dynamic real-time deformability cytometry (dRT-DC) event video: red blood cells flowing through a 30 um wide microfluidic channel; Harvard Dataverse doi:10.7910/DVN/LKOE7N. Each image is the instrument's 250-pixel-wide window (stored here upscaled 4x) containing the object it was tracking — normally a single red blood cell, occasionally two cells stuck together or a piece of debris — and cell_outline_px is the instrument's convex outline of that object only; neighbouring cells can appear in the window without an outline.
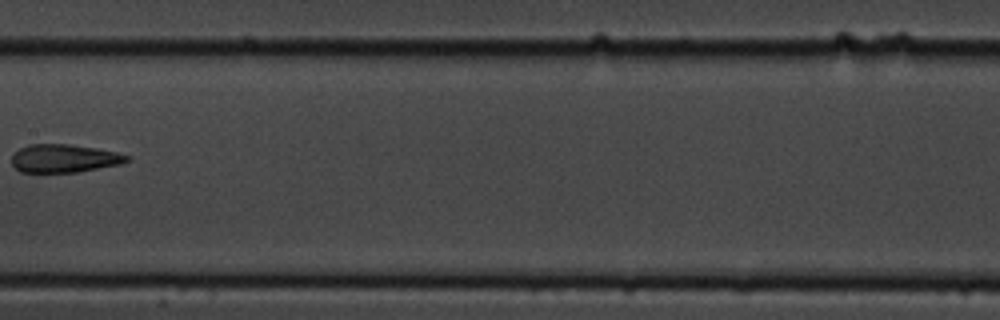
{"species": "common noctule bat (a hibernating species)", "species_latin": "Nyctalus noctula", "temperature_condition": "cold", "stored_images_in_passage": 12, "camera_frame_rate_fps": 3000, "um_per_image_px": 0.085, "animal": {"sex": "male", "body_mass_g": 19.5, "forearm_length_mm": 54.6}, "frame": {"image": 1, "passage_image": 9, "time_ms": 10.333, "image_size_px": [1000, 320], "cell_outline_px": [[128, 160], [120, 164], [76, 172], [20, 172], [12, 164], [12, 156], [20, 148], [28, 144], [68, 144], [96, 148], [116, 152], [128, 156]], "centroid_in_image_um": [5.42, 13.46], "position_along_channel_um": 202.0, "area_um2": 18.67}}
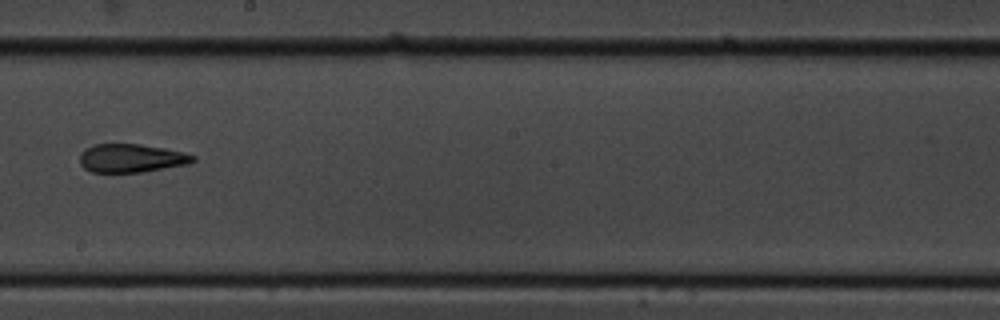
{"frame": {"image": 2, "passage_image": 10, "time_ms": 11.333, "image_size_px": [1000, 320], "cell_outline_px": [[196, 160], [188, 164], [140, 172], [92, 172], [84, 168], [80, 164], [80, 152], [96, 144], [140, 144], [164, 148], [184, 152], [196, 156]], "centroid_in_image_um": [11.17, 13.44], "position_along_channel_um": 237.0, "area_um2": 18.67}}
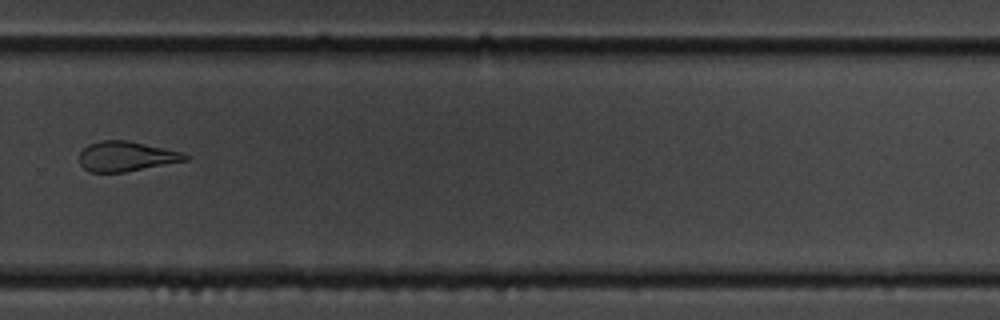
{"frame": {"image": 3, "passage_image": 12, "time_ms": 13.667, "image_size_px": [1000, 320], "cell_outline_px": [[188, 160], [124, 172], [88, 172], [80, 164], [80, 152], [88, 144], [100, 140], [128, 140], [164, 148], [180, 152], [188, 156]], "centroid_in_image_um": [10.69, 13.28], "position_along_channel_um": 319.1, "area_um2": 18.32}}